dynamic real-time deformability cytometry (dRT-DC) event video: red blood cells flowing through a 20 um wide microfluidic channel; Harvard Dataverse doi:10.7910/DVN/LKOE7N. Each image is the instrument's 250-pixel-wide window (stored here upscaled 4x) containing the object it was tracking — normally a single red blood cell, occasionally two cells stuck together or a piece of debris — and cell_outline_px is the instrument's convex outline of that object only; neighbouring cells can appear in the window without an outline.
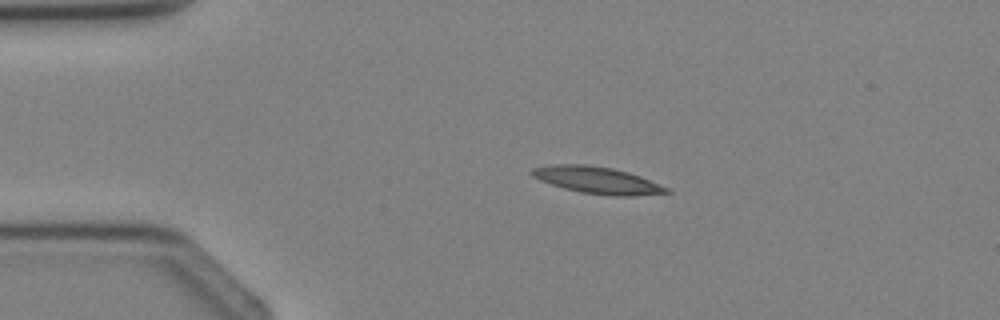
{"species": "Egyptian fruit bat (a non-hibernating species)", "species_latin": "Rousettus aegyptiacus", "temperature_condition": "cold", "stored_images_in_passage": 3, "camera_frame_rate_fps": 3000, "um_per_image_px": 0.085, "animal": {"sex": "female"}, "frame": {"image": 1, "passage_image": 2, "time_ms": 1.333, "image_size_px": [1000, 320], "cell_outline_px": [[672, 192], [632, 196], [616, 196], [584, 192], [564, 188], [540, 180], [532, 176], [528, 172], [532, 168], [548, 164], [584, 164], [612, 168], [628, 172], [640, 176], [668, 188]], "centroid_in_image_um": [50.72, 15.3], "position_along_channel_um": 34.3, "area_um2": 20.87}}
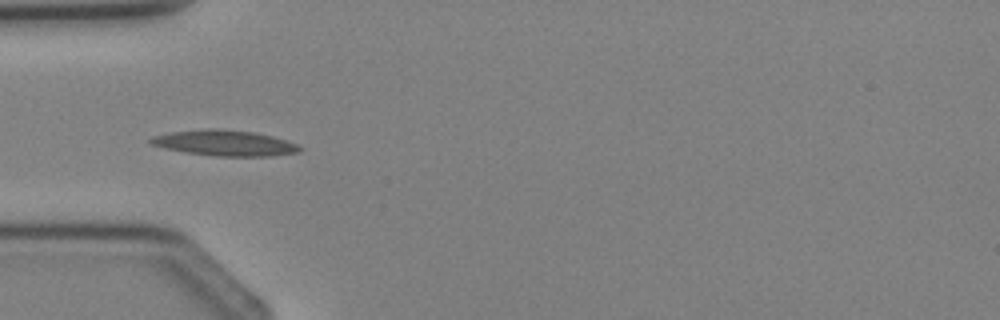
{"frame": {"image": 2, "passage_image": 3, "time_ms": 2.667, "image_size_px": [1000, 320], "cell_outline_px": [[300, 148], [296, 152], [268, 156], [216, 156], [188, 152], [164, 148], [148, 144], [148, 140], [152, 136], [168, 132], [204, 128], [220, 128], [256, 132], [272, 136], [296, 144]], "centroid_in_image_um": [18.99, 12.13], "position_along_channel_um": 66.0, "area_um2": 22.25}}